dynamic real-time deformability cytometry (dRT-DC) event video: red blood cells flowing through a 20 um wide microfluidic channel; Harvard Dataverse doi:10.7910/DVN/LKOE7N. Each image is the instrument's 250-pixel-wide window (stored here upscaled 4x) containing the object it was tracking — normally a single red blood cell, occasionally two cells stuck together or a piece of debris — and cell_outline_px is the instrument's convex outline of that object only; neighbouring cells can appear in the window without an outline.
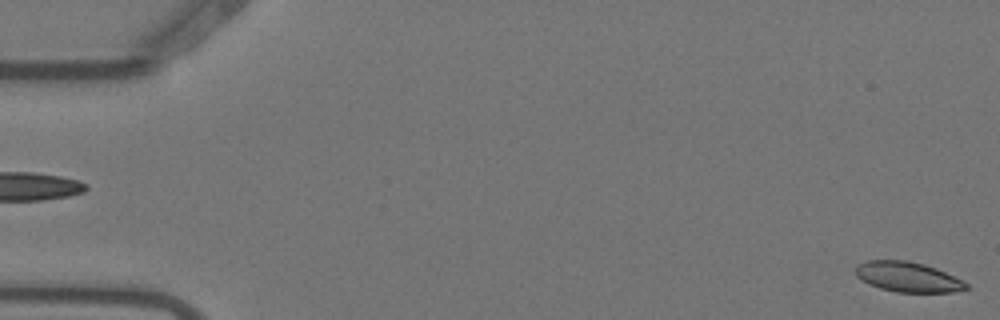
{"species": "Egyptian fruit bat (a non-hibernating species)", "species_latin": "Rousettus aegyptiacus", "temperature_condition": "warm", "stored_images_in_passage": 5, "camera_frame_rate_fps": 3000, "um_per_image_px": 0.085, "animal": {"sex": "female"}, "frame": {"image": 1, "passage_image": 5, "time_ms": 1.333, "image_size_px": [1000, 320], "cell_outline_px": [[972, 288], [956, 292], [896, 292], [880, 288], [868, 284], [856, 276], [856, 264], [868, 260], [908, 260], [924, 264], [936, 268], [968, 284]], "centroid_in_image_um": [77.15, 23.54], "position_along_channel_um": 7.8, "area_um2": 19.42}}